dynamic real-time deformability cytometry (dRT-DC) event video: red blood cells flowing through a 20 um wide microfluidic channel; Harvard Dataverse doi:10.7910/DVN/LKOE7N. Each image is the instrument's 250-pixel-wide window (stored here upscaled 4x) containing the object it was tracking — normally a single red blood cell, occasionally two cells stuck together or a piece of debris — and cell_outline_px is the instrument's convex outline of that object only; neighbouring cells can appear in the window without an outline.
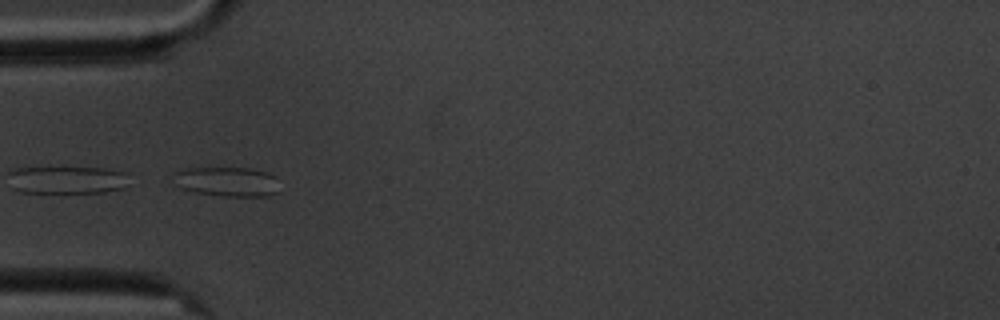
{"species": "common noctule bat (a hibernating species)", "species_latin": "Nyctalus noctula", "temperature_condition": "cold", "stored_images_in_passage": 6, "camera_frame_rate_fps": 3000, "um_per_image_px": 0.085, "animal": {"sex": "male", "body_mass_g": 20.1, "forearm_length_mm": 53.5}, "frame": {"image": 1, "passage_image": 5, "time_ms": 4.667, "image_size_px": [1000, 320], "cell_outline_px": [[280, 192], [268, 196], [224, 196], [196, 192], [184, 188], [176, 184], [172, 176], [176, 172], [188, 168], [252, 168], [268, 172], [276, 176]], "centroid_in_image_um": [19.39, 15.43], "position_along_channel_um": 65.6, "area_um2": 18.32}}
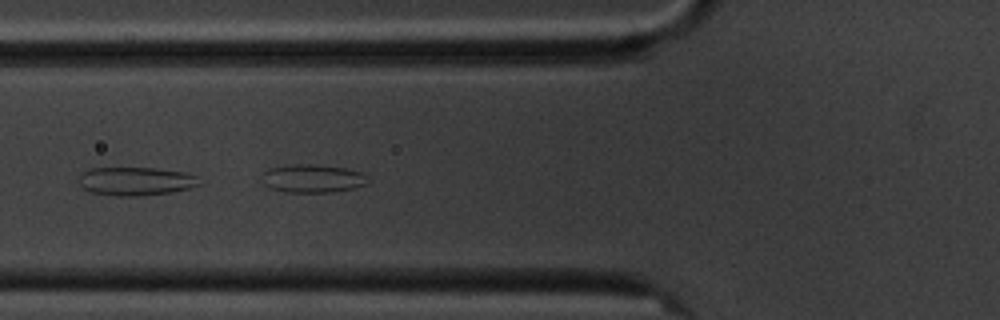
{"frame": {"image": 2, "passage_image": 6, "time_ms": 5.667, "image_size_px": [1000, 320], "cell_outline_px": [[200, 184], [188, 188], [168, 192], [144, 196], [116, 196], [92, 192], [84, 188], [80, 184], [80, 176], [88, 168], [156, 168], [184, 172], [196, 176]], "centroid_in_image_um": [11.53, 15.4], "position_along_channel_um": 114.3, "area_um2": 19.71}}